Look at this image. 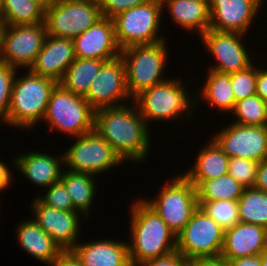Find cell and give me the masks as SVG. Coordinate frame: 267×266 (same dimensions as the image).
<instances>
[{"instance_id": "6da1fadb", "label": "cell", "mask_w": 267, "mask_h": 266, "mask_svg": "<svg viewBox=\"0 0 267 266\" xmlns=\"http://www.w3.org/2000/svg\"><path fill=\"white\" fill-rule=\"evenodd\" d=\"M148 126L135 103L95 110L94 130L123 162L145 161L151 145Z\"/></svg>"}, {"instance_id": "7a4b0ae2", "label": "cell", "mask_w": 267, "mask_h": 266, "mask_svg": "<svg viewBox=\"0 0 267 266\" xmlns=\"http://www.w3.org/2000/svg\"><path fill=\"white\" fill-rule=\"evenodd\" d=\"M131 208L132 240L128 242V250L132 266L176 250V235L143 198L136 200Z\"/></svg>"}, {"instance_id": "3957f363", "label": "cell", "mask_w": 267, "mask_h": 266, "mask_svg": "<svg viewBox=\"0 0 267 266\" xmlns=\"http://www.w3.org/2000/svg\"><path fill=\"white\" fill-rule=\"evenodd\" d=\"M27 70L25 76L14 77L8 114L3 121L18 129H30L42 121L50 94L57 84L51 78Z\"/></svg>"}, {"instance_id": "277c9868", "label": "cell", "mask_w": 267, "mask_h": 266, "mask_svg": "<svg viewBox=\"0 0 267 266\" xmlns=\"http://www.w3.org/2000/svg\"><path fill=\"white\" fill-rule=\"evenodd\" d=\"M166 45L162 40L121 49L131 101L144 90L168 80L163 76L169 55Z\"/></svg>"}, {"instance_id": "5b68a950", "label": "cell", "mask_w": 267, "mask_h": 266, "mask_svg": "<svg viewBox=\"0 0 267 266\" xmlns=\"http://www.w3.org/2000/svg\"><path fill=\"white\" fill-rule=\"evenodd\" d=\"M168 79L144 90L133 99L139 113L148 125L150 120H160L161 122L171 119L173 121L183 113L187 114V118L192 119L193 110L191 107L197 105L198 96L195 97V94L190 96V93L185 90L186 87H183L184 84L181 79H170L169 77Z\"/></svg>"}, {"instance_id": "8992f818", "label": "cell", "mask_w": 267, "mask_h": 266, "mask_svg": "<svg viewBox=\"0 0 267 266\" xmlns=\"http://www.w3.org/2000/svg\"><path fill=\"white\" fill-rule=\"evenodd\" d=\"M42 121L48 123L50 131L78 137L94 130L95 109L83 96L73 94L57 83Z\"/></svg>"}, {"instance_id": "52a82bcc", "label": "cell", "mask_w": 267, "mask_h": 266, "mask_svg": "<svg viewBox=\"0 0 267 266\" xmlns=\"http://www.w3.org/2000/svg\"><path fill=\"white\" fill-rule=\"evenodd\" d=\"M224 229L200 207L176 236V250L190 263L220 258Z\"/></svg>"}, {"instance_id": "ba28073f", "label": "cell", "mask_w": 267, "mask_h": 266, "mask_svg": "<svg viewBox=\"0 0 267 266\" xmlns=\"http://www.w3.org/2000/svg\"><path fill=\"white\" fill-rule=\"evenodd\" d=\"M162 11L161 0H149L112 18L119 47L125 49L166 40L158 34Z\"/></svg>"}, {"instance_id": "9c48e42d", "label": "cell", "mask_w": 267, "mask_h": 266, "mask_svg": "<svg viewBox=\"0 0 267 266\" xmlns=\"http://www.w3.org/2000/svg\"><path fill=\"white\" fill-rule=\"evenodd\" d=\"M172 179L161 187L162 191L155 199H143L177 236L199 204L195 186L183 174Z\"/></svg>"}, {"instance_id": "30bf717a", "label": "cell", "mask_w": 267, "mask_h": 266, "mask_svg": "<svg viewBox=\"0 0 267 266\" xmlns=\"http://www.w3.org/2000/svg\"><path fill=\"white\" fill-rule=\"evenodd\" d=\"M102 14L98 1L59 0L44 10L47 35L74 39L94 25Z\"/></svg>"}, {"instance_id": "8fae6325", "label": "cell", "mask_w": 267, "mask_h": 266, "mask_svg": "<svg viewBox=\"0 0 267 266\" xmlns=\"http://www.w3.org/2000/svg\"><path fill=\"white\" fill-rule=\"evenodd\" d=\"M47 36L45 23L2 25L0 29V62L12 67L30 69L42 50Z\"/></svg>"}, {"instance_id": "7c38bea8", "label": "cell", "mask_w": 267, "mask_h": 266, "mask_svg": "<svg viewBox=\"0 0 267 266\" xmlns=\"http://www.w3.org/2000/svg\"><path fill=\"white\" fill-rule=\"evenodd\" d=\"M75 138L76 142L63 153L66 168L99 175L123 163L109 143L95 130Z\"/></svg>"}, {"instance_id": "4fadbf2b", "label": "cell", "mask_w": 267, "mask_h": 266, "mask_svg": "<svg viewBox=\"0 0 267 266\" xmlns=\"http://www.w3.org/2000/svg\"><path fill=\"white\" fill-rule=\"evenodd\" d=\"M228 125L211 138L228 157H240L258 163L267 158V126Z\"/></svg>"}, {"instance_id": "5bb4252c", "label": "cell", "mask_w": 267, "mask_h": 266, "mask_svg": "<svg viewBox=\"0 0 267 266\" xmlns=\"http://www.w3.org/2000/svg\"><path fill=\"white\" fill-rule=\"evenodd\" d=\"M84 98L95 110L122 106L126 104L124 99H131L127 88L125 65L121 56L106 61L102 65Z\"/></svg>"}, {"instance_id": "9a60e30c", "label": "cell", "mask_w": 267, "mask_h": 266, "mask_svg": "<svg viewBox=\"0 0 267 266\" xmlns=\"http://www.w3.org/2000/svg\"><path fill=\"white\" fill-rule=\"evenodd\" d=\"M245 36L236 32H221L209 28L200 38L207 50L217 60V64L209 67L220 73L230 74L245 70L253 63L241 38Z\"/></svg>"}, {"instance_id": "2e32d148", "label": "cell", "mask_w": 267, "mask_h": 266, "mask_svg": "<svg viewBox=\"0 0 267 266\" xmlns=\"http://www.w3.org/2000/svg\"><path fill=\"white\" fill-rule=\"evenodd\" d=\"M34 221L61 247L71 250L78 242L80 212L63 211L43 204L37 197L32 199Z\"/></svg>"}, {"instance_id": "e0dca14e", "label": "cell", "mask_w": 267, "mask_h": 266, "mask_svg": "<svg viewBox=\"0 0 267 266\" xmlns=\"http://www.w3.org/2000/svg\"><path fill=\"white\" fill-rule=\"evenodd\" d=\"M210 28L246 34L256 18L261 0H211Z\"/></svg>"}, {"instance_id": "ac0fdd59", "label": "cell", "mask_w": 267, "mask_h": 266, "mask_svg": "<svg viewBox=\"0 0 267 266\" xmlns=\"http://www.w3.org/2000/svg\"><path fill=\"white\" fill-rule=\"evenodd\" d=\"M73 41L77 58L112 60L121 54L111 18L102 17Z\"/></svg>"}, {"instance_id": "d6986e66", "label": "cell", "mask_w": 267, "mask_h": 266, "mask_svg": "<svg viewBox=\"0 0 267 266\" xmlns=\"http://www.w3.org/2000/svg\"><path fill=\"white\" fill-rule=\"evenodd\" d=\"M267 229L252 223L239 222L224 230L220 258L229 261L261 255L266 251Z\"/></svg>"}, {"instance_id": "ffe728a7", "label": "cell", "mask_w": 267, "mask_h": 266, "mask_svg": "<svg viewBox=\"0 0 267 266\" xmlns=\"http://www.w3.org/2000/svg\"><path fill=\"white\" fill-rule=\"evenodd\" d=\"M75 59L73 39L47 35L42 50L37 54L36 60L29 70L58 83Z\"/></svg>"}, {"instance_id": "44dd1931", "label": "cell", "mask_w": 267, "mask_h": 266, "mask_svg": "<svg viewBox=\"0 0 267 266\" xmlns=\"http://www.w3.org/2000/svg\"><path fill=\"white\" fill-rule=\"evenodd\" d=\"M82 266H132L129 258L128 242L98 240L79 243L71 249Z\"/></svg>"}, {"instance_id": "7402d4cb", "label": "cell", "mask_w": 267, "mask_h": 266, "mask_svg": "<svg viewBox=\"0 0 267 266\" xmlns=\"http://www.w3.org/2000/svg\"><path fill=\"white\" fill-rule=\"evenodd\" d=\"M13 160L14 166L20 173L27 177L32 183L42 186L45 189L50 185L58 182L62 176L61 166H64V156H51L48 153H41V151L29 152L28 154L21 153Z\"/></svg>"}, {"instance_id": "603a6c76", "label": "cell", "mask_w": 267, "mask_h": 266, "mask_svg": "<svg viewBox=\"0 0 267 266\" xmlns=\"http://www.w3.org/2000/svg\"><path fill=\"white\" fill-rule=\"evenodd\" d=\"M16 228L20 247L27 254L44 264H51L63 250L61 247L31 218L21 222Z\"/></svg>"}, {"instance_id": "cb8c5ba5", "label": "cell", "mask_w": 267, "mask_h": 266, "mask_svg": "<svg viewBox=\"0 0 267 266\" xmlns=\"http://www.w3.org/2000/svg\"><path fill=\"white\" fill-rule=\"evenodd\" d=\"M175 25L182 29L198 30L199 36L210 28V5L202 0H161Z\"/></svg>"}, {"instance_id": "d4e9b609", "label": "cell", "mask_w": 267, "mask_h": 266, "mask_svg": "<svg viewBox=\"0 0 267 266\" xmlns=\"http://www.w3.org/2000/svg\"><path fill=\"white\" fill-rule=\"evenodd\" d=\"M194 167L192 166L184 176L195 186L205 180L215 179L228 173L230 157L212 139L197 155Z\"/></svg>"}, {"instance_id": "484cf974", "label": "cell", "mask_w": 267, "mask_h": 266, "mask_svg": "<svg viewBox=\"0 0 267 266\" xmlns=\"http://www.w3.org/2000/svg\"><path fill=\"white\" fill-rule=\"evenodd\" d=\"M63 170L60 180L64 183L68 194L71 197L73 207L83 214V218L89 216L90 206L93 203L96 187V177L86 172Z\"/></svg>"}, {"instance_id": "4316f807", "label": "cell", "mask_w": 267, "mask_h": 266, "mask_svg": "<svg viewBox=\"0 0 267 266\" xmlns=\"http://www.w3.org/2000/svg\"><path fill=\"white\" fill-rule=\"evenodd\" d=\"M106 61L109 60L76 57L58 83L73 94L84 97L89 90L91 82Z\"/></svg>"}, {"instance_id": "83f0119b", "label": "cell", "mask_w": 267, "mask_h": 266, "mask_svg": "<svg viewBox=\"0 0 267 266\" xmlns=\"http://www.w3.org/2000/svg\"><path fill=\"white\" fill-rule=\"evenodd\" d=\"M207 79L202 91H200V97L207 104H211L213 107L219 109L221 112L230 113L233 111L236 100L232 90L230 74L220 73L213 70H209L207 73Z\"/></svg>"}, {"instance_id": "f1b7e54d", "label": "cell", "mask_w": 267, "mask_h": 266, "mask_svg": "<svg viewBox=\"0 0 267 266\" xmlns=\"http://www.w3.org/2000/svg\"><path fill=\"white\" fill-rule=\"evenodd\" d=\"M244 190L245 187L227 173L215 179L202 181L196 187V195L198 201H238Z\"/></svg>"}, {"instance_id": "f546056e", "label": "cell", "mask_w": 267, "mask_h": 266, "mask_svg": "<svg viewBox=\"0 0 267 266\" xmlns=\"http://www.w3.org/2000/svg\"><path fill=\"white\" fill-rule=\"evenodd\" d=\"M3 25H33L44 22V9L32 0H2Z\"/></svg>"}, {"instance_id": "4dcf8cb0", "label": "cell", "mask_w": 267, "mask_h": 266, "mask_svg": "<svg viewBox=\"0 0 267 266\" xmlns=\"http://www.w3.org/2000/svg\"><path fill=\"white\" fill-rule=\"evenodd\" d=\"M240 222L252 223L267 229V193L254 187L245 188L238 199Z\"/></svg>"}, {"instance_id": "1f68e13d", "label": "cell", "mask_w": 267, "mask_h": 266, "mask_svg": "<svg viewBox=\"0 0 267 266\" xmlns=\"http://www.w3.org/2000/svg\"><path fill=\"white\" fill-rule=\"evenodd\" d=\"M231 113L236 116L234 123L267 126V103L257 94L237 101Z\"/></svg>"}, {"instance_id": "d6a6232c", "label": "cell", "mask_w": 267, "mask_h": 266, "mask_svg": "<svg viewBox=\"0 0 267 266\" xmlns=\"http://www.w3.org/2000/svg\"><path fill=\"white\" fill-rule=\"evenodd\" d=\"M199 207L224 230L240 222L238 201H198Z\"/></svg>"}, {"instance_id": "836d02e7", "label": "cell", "mask_w": 267, "mask_h": 266, "mask_svg": "<svg viewBox=\"0 0 267 266\" xmlns=\"http://www.w3.org/2000/svg\"><path fill=\"white\" fill-rule=\"evenodd\" d=\"M230 78L236 102L256 94L257 68L255 65L230 73Z\"/></svg>"}, {"instance_id": "e575fe53", "label": "cell", "mask_w": 267, "mask_h": 266, "mask_svg": "<svg viewBox=\"0 0 267 266\" xmlns=\"http://www.w3.org/2000/svg\"><path fill=\"white\" fill-rule=\"evenodd\" d=\"M258 162L240 157L229 160L228 174L237 180L243 187L252 188L256 180Z\"/></svg>"}, {"instance_id": "d590c367", "label": "cell", "mask_w": 267, "mask_h": 266, "mask_svg": "<svg viewBox=\"0 0 267 266\" xmlns=\"http://www.w3.org/2000/svg\"><path fill=\"white\" fill-rule=\"evenodd\" d=\"M43 204L63 211H76L64 183L59 180L47 188L43 196H36Z\"/></svg>"}, {"instance_id": "8d00e7d4", "label": "cell", "mask_w": 267, "mask_h": 266, "mask_svg": "<svg viewBox=\"0 0 267 266\" xmlns=\"http://www.w3.org/2000/svg\"><path fill=\"white\" fill-rule=\"evenodd\" d=\"M17 69L6 63L0 62V121L7 118L10 105L12 84Z\"/></svg>"}, {"instance_id": "74e56055", "label": "cell", "mask_w": 267, "mask_h": 266, "mask_svg": "<svg viewBox=\"0 0 267 266\" xmlns=\"http://www.w3.org/2000/svg\"><path fill=\"white\" fill-rule=\"evenodd\" d=\"M149 0H99L102 17L114 18L121 12L140 6Z\"/></svg>"}, {"instance_id": "f35d334b", "label": "cell", "mask_w": 267, "mask_h": 266, "mask_svg": "<svg viewBox=\"0 0 267 266\" xmlns=\"http://www.w3.org/2000/svg\"><path fill=\"white\" fill-rule=\"evenodd\" d=\"M191 263L177 250L155 259L148 260L139 266H190Z\"/></svg>"}, {"instance_id": "ab89813d", "label": "cell", "mask_w": 267, "mask_h": 266, "mask_svg": "<svg viewBox=\"0 0 267 266\" xmlns=\"http://www.w3.org/2000/svg\"><path fill=\"white\" fill-rule=\"evenodd\" d=\"M254 188L267 193V158L258 163Z\"/></svg>"}, {"instance_id": "60d3db41", "label": "cell", "mask_w": 267, "mask_h": 266, "mask_svg": "<svg viewBox=\"0 0 267 266\" xmlns=\"http://www.w3.org/2000/svg\"><path fill=\"white\" fill-rule=\"evenodd\" d=\"M50 266H82L80 260L71 250L63 251L56 259L52 261Z\"/></svg>"}, {"instance_id": "b9f144b4", "label": "cell", "mask_w": 267, "mask_h": 266, "mask_svg": "<svg viewBox=\"0 0 267 266\" xmlns=\"http://www.w3.org/2000/svg\"><path fill=\"white\" fill-rule=\"evenodd\" d=\"M257 67L256 94L267 103V70Z\"/></svg>"}, {"instance_id": "7bdbcfd3", "label": "cell", "mask_w": 267, "mask_h": 266, "mask_svg": "<svg viewBox=\"0 0 267 266\" xmlns=\"http://www.w3.org/2000/svg\"><path fill=\"white\" fill-rule=\"evenodd\" d=\"M227 262L229 266H261V255L233 259Z\"/></svg>"}, {"instance_id": "ee69618b", "label": "cell", "mask_w": 267, "mask_h": 266, "mask_svg": "<svg viewBox=\"0 0 267 266\" xmlns=\"http://www.w3.org/2000/svg\"><path fill=\"white\" fill-rule=\"evenodd\" d=\"M8 166L0 161V191L2 192L4 189L8 188L11 185V176L12 173L10 169L7 168Z\"/></svg>"}, {"instance_id": "f6af8a7d", "label": "cell", "mask_w": 267, "mask_h": 266, "mask_svg": "<svg viewBox=\"0 0 267 266\" xmlns=\"http://www.w3.org/2000/svg\"><path fill=\"white\" fill-rule=\"evenodd\" d=\"M190 266H229V264L227 261L218 258V259L198 260L192 262Z\"/></svg>"}, {"instance_id": "bcb514c9", "label": "cell", "mask_w": 267, "mask_h": 266, "mask_svg": "<svg viewBox=\"0 0 267 266\" xmlns=\"http://www.w3.org/2000/svg\"><path fill=\"white\" fill-rule=\"evenodd\" d=\"M38 3L44 10L55 4L59 0H32Z\"/></svg>"}, {"instance_id": "7dc6e473", "label": "cell", "mask_w": 267, "mask_h": 266, "mask_svg": "<svg viewBox=\"0 0 267 266\" xmlns=\"http://www.w3.org/2000/svg\"><path fill=\"white\" fill-rule=\"evenodd\" d=\"M261 266H267V253L261 254Z\"/></svg>"}, {"instance_id": "c3c4849f", "label": "cell", "mask_w": 267, "mask_h": 266, "mask_svg": "<svg viewBox=\"0 0 267 266\" xmlns=\"http://www.w3.org/2000/svg\"><path fill=\"white\" fill-rule=\"evenodd\" d=\"M3 25V10H2V0H0V26Z\"/></svg>"}]
</instances>
